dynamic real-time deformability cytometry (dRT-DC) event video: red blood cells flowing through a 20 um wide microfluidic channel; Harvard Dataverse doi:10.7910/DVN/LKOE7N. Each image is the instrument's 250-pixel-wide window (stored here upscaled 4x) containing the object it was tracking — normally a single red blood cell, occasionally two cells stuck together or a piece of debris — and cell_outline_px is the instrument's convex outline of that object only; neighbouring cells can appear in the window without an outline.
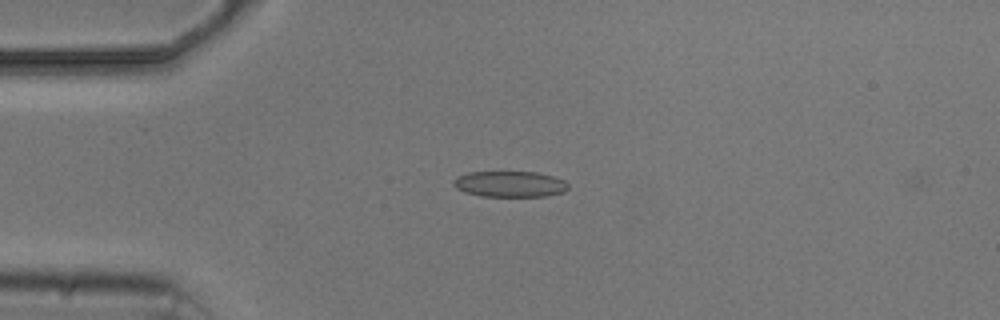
{"species": "common noctule bat (a hibernating species)", "species_latin": "Nyctalus noctula", "temperature_condition": "cold", "stored_images_in_passage": 6, "camera_frame_rate_fps": 3000, "um_per_image_px": 0.085, "animal": {"sex": "male", "body_mass_g": 20.5, "forearm_length_mm": 52.5}, "frame": {"image": 1, "passage_image": 2, "time_ms": 2.0, "image_size_px": [1000, 320], "cell_outline_px": [[568, 188], [564, 192], [544, 196], [480, 196], [464, 192], [456, 188], [452, 184], [452, 180], [456, 176], [468, 172], [536, 172], [552, 176], [564, 180], [568, 184]], "centroid_in_image_um": [43.29, 15.64], "position_along_channel_um": 41.7, "area_um2": 17.4}}
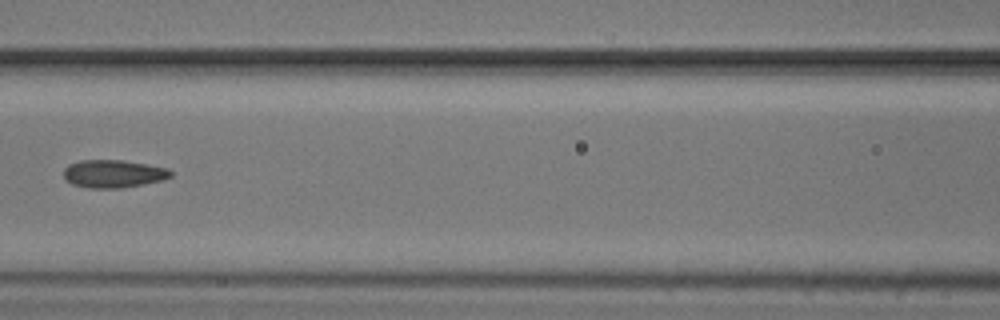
{"frame": {"image": 2, "passage_image": 5, "time_ms": 5.667, "image_size_px": [1000, 320], "cell_outline_px": [[172, 176], [164, 180], [144, 184], [120, 188], [88, 188], [72, 184], [64, 180], [64, 168], [68, 164], [80, 160], [124, 160], [148, 164], [168, 168], [172, 172]], "centroid_in_image_um": [9.64, 14.76], "position_along_channel_um": 157.0, "area_um2": 17.63}}
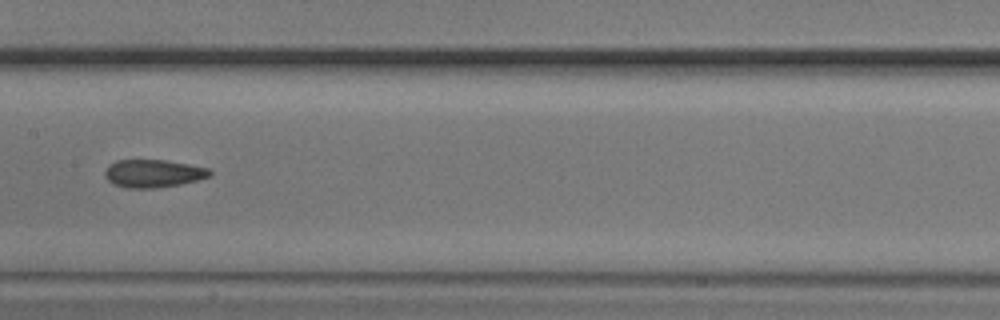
{"frame": {"image": 3, "passage_image": 6, "time_ms": 6.667, "image_size_px": [1000, 320], "cell_outline_px": [[212, 172], [208, 176], [196, 180], [180, 184], [156, 188], [128, 188], [112, 184], [104, 176], [104, 172], [108, 164], [116, 160], [164, 160], [188, 164], [208, 168]], "centroid_in_image_um": [12.96, 14.74], "position_along_channel_um": 194.4, "area_um2": 16.99}}